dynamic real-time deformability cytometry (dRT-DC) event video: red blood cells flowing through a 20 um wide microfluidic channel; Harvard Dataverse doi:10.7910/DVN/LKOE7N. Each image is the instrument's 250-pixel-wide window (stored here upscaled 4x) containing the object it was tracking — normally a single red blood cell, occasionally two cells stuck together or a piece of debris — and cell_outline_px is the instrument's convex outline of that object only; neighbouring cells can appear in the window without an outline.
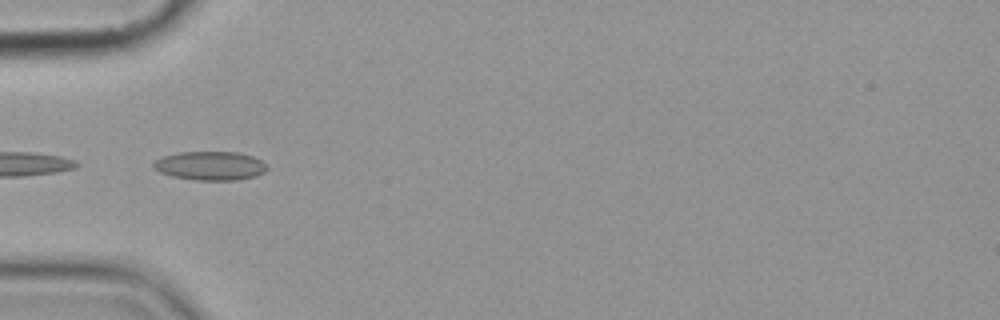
{"species": "common noctule bat (a hibernating species)", "species_latin": "Nyctalus noctula", "temperature_condition": "cold", "stored_images_in_passage": 15, "camera_frame_rate_fps": 3000, "um_per_image_px": 0.085, "animal": {"sex": "female", "body_mass_g": 19.9}, "frame": {"image": 1, "passage_image": 5, "time_ms": 5.333, "image_size_px": [1000, 320], "cell_outline_px": [[268, 168], [264, 172], [256, 176], [236, 180], [196, 180], [172, 176], [160, 172], [152, 168], [152, 164], [156, 160], [164, 156], [180, 152], [240, 152], [252, 156], [268, 164]], "centroid_in_image_um": [17.89, 14.09], "position_along_channel_um": 67.1, "area_um2": 19.13}}
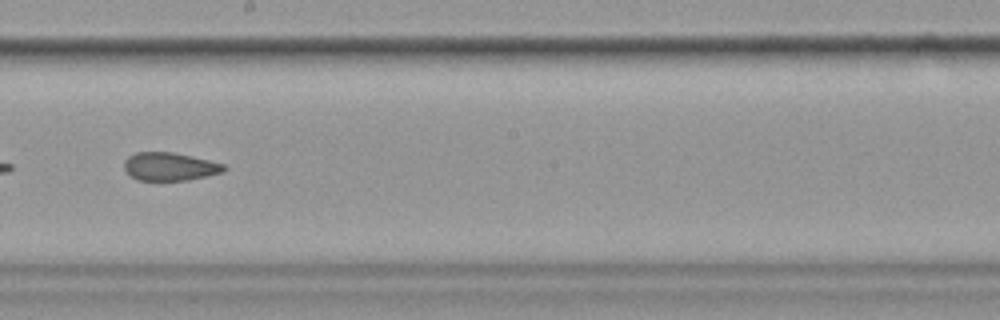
{"frame": {"image": 2, "passage_image": 9, "time_ms": 10.0, "image_size_px": [1000, 320], "cell_outline_px": [[228, 168], [224, 172], [188, 180], [136, 180], [124, 168], [124, 160], [128, 156], [136, 152], [172, 152], [208, 160], [224, 164]], "centroid_in_image_um": [14.43, 14.16], "position_along_channel_um": 233.8, "area_um2": 16.3}}
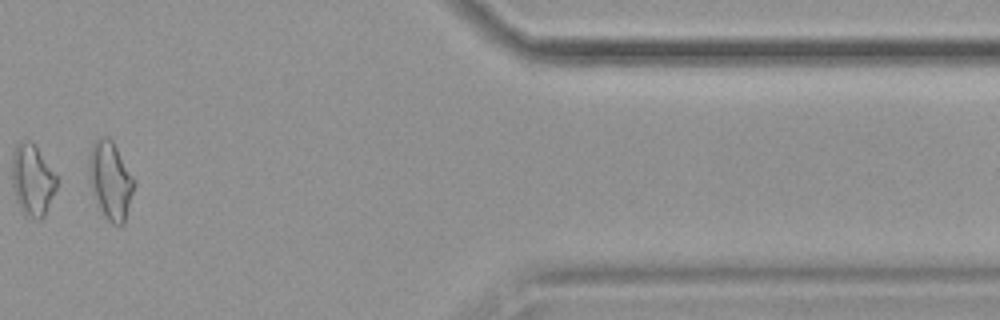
{"frame": {"image": 3, "passage_image": 13, "time_ms": 15.667, "image_size_px": [1000, 320], "cell_outline_px": [[56, 188], [44, 216], [40, 220], [36, 220], [24, 212], [20, 208], [16, 200], [12, 188], [12, 152], [16, 144], [20, 140], [32, 140], [36, 144], [56, 172]], "centroid_in_image_um": [2.75, 15.22], "position_along_channel_um": 408.7, "area_um2": 19.02}}